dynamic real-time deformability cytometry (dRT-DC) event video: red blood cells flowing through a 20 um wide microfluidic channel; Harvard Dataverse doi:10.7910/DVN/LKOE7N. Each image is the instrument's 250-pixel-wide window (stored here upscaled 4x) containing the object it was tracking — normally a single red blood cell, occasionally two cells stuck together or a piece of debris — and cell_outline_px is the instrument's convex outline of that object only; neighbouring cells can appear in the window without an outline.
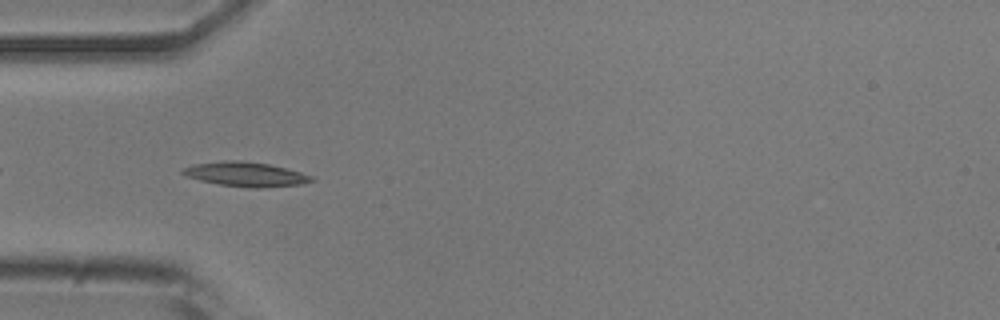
{"species": "common noctule bat (a hibernating species)", "species_latin": "Nyctalus noctula", "temperature_condition": "room temperature", "stored_images_in_passage": 39, "camera_frame_rate_fps": 3000, "um_per_image_px": 0.085, "animal": {"sex": "male", "body_mass_g": 20.5, "forearm_length_mm": 52.5}, "frame": {"image": 1, "passage_image": 3, "time_ms": 0.667, "image_size_px": [1000, 320], "cell_outline_px": [[316, 180], [300, 184], [260, 188], [252, 188], [220, 184], [200, 180], [184, 176], [180, 172], [180, 168], [192, 164], [224, 160], [240, 160], [268, 164], [288, 168], [312, 176]], "centroid_in_image_um": [20.83, 14.8], "position_along_channel_um": 64.2, "area_um2": 18.5}}
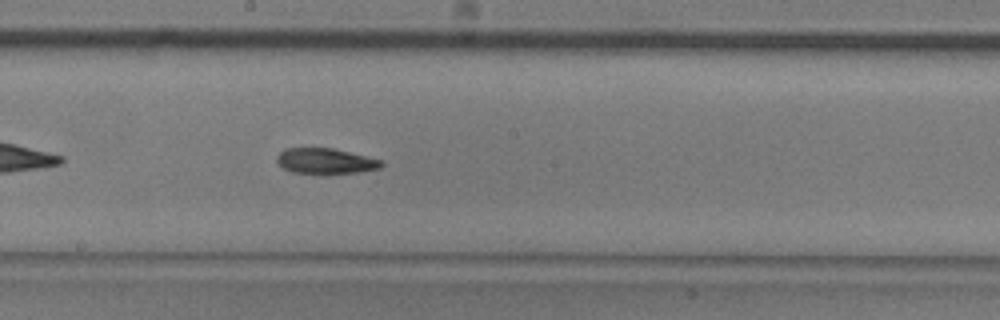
{"frame": {"image": 2, "passage_image": 15, "time_ms": 4.667, "image_size_px": [1000, 320], "cell_outline_px": [[384, 164], [380, 168], [356, 172], [292, 172], [284, 168], [276, 160], [276, 156], [284, 148], [332, 148], [384, 160]], "centroid_in_image_um": [27.68, 13.66], "position_along_channel_um": 220.5, "area_um2": 15.14}}
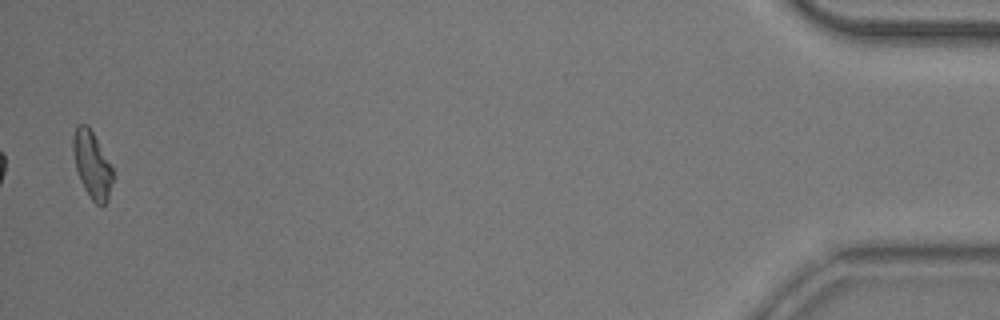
{"frame": {"image": 3, "passage_image": 38, "time_ms": 12.333, "image_size_px": [1000, 320], "cell_outline_px": [[112, 180], [108, 200], [104, 204], [96, 204], [92, 200], [84, 188], [80, 180], [76, 168], [72, 152], [72, 136], [76, 124], [88, 124], [112, 168]], "centroid_in_image_um": [7.78, 13.96], "position_along_channel_um": 427.4, "area_um2": 15.32}, "authors_computed_cell_mechanics": {"area_um2": 15.895, "velocity_mm_per_s": 3.8961, "shape_relaxation_time_tau1_ms": 8.9212, "shape_relaxation_time_tau2_ms": 8.5357, "deformation_change_tau1": 0.2105, "deformation_change_tau2": 0.1528}}